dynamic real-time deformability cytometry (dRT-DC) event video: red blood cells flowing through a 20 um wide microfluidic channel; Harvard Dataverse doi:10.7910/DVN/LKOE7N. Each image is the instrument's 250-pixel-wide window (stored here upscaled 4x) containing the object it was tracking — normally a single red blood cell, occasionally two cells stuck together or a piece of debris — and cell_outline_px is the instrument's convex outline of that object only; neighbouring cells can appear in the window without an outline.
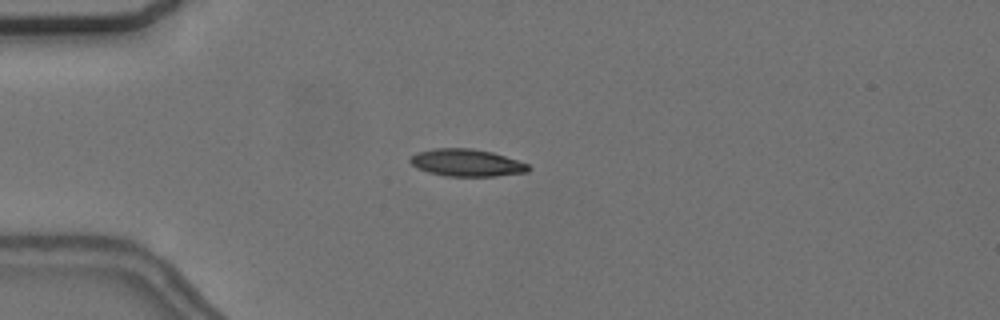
{"species": "common noctule bat (a hibernating species)", "species_latin": "Nyctalus noctula", "temperature_condition": "cold", "stored_images_in_passage": 7, "camera_frame_rate_fps": 3000, "um_per_image_px": 0.085, "animal": {"sex": "female", "body_mass_g": 24.6, "forearm_length_mm": 56.2}, "frame": {"image": 1, "passage_image": 2, "time_ms": 2.333, "image_size_px": [1000, 320], "cell_outline_px": [[532, 168], [528, 172], [496, 176], [444, 176], [428, 172], [416, 168], [408, 160], [416, 152], [436, 148], [472, 148], [492, 152], [528, 164]], "centroid_in_image_um": [39.65, 13.84], "position_along_channel_um": 45.3, "area_um2": 18.84}}